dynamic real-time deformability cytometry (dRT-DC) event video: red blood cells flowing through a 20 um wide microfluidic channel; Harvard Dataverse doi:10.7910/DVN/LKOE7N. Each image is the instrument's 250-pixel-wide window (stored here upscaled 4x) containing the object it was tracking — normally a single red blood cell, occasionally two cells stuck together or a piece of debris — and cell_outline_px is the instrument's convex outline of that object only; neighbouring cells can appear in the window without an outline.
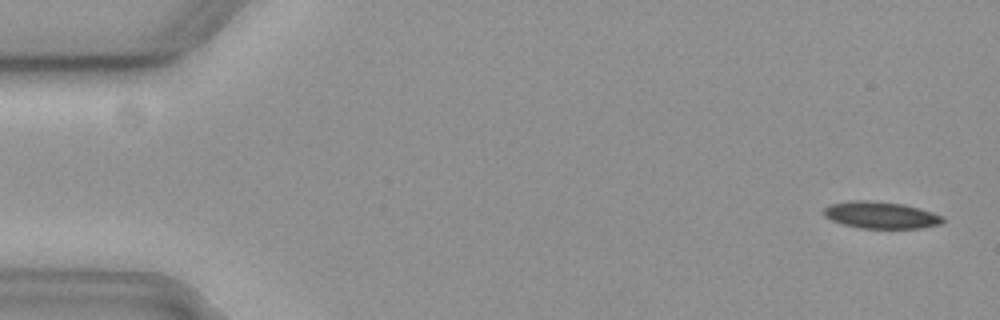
{"species": "common noctule bat (a hibernating species)", "species_latin": "Nyctalus noctula", "temperature_condition": "cold", "stored_images_in_passage": 57, "camera_frame_rate_fps": 3000, "um_per_image_px": 0.085, "animal": {"sex": "female", "body_mass_g": 19.3, "forearm_length_mm": 54.1}, "frame": {"image": 1, "passage_image": 2, "time_ms": 0.333, "image_size_px": [1000, 320], "cell_outline_px": [[944, 220], [940, 224], [920, 228], [860, 228], [844, 224], [832, 220], [824, 216], [824, 208], [828, 204], [852, 200], [868, 200], [904, 204], [920, 208], [944, 216]], "centroid_in_image_um": [74.87, 18.27], "position_along_channel_um": 10.1, "area_um2": 18.67}}
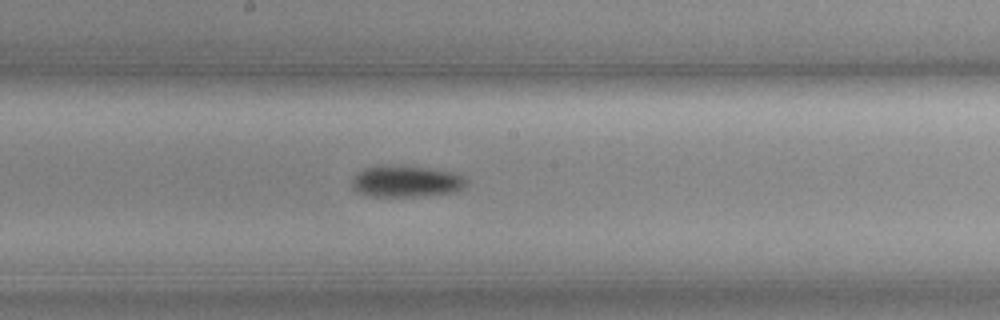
{"frame": {"image": 2, "passage_image": 30, "time_ms": 9.667, "image_size_px": [1000, 320], "cell_outline_px": [[468, 184], [464, 188], [456, 192], [416, 196], [372, 196], [356, 192], [352, 188], [352, 180], [364, 168], [432, 168], [452, 172], [468, 180]], "centroid_in_image_um": [34.59, 15.47], "position_along_channel_um": 213.6, "area_um2": 20.11}}
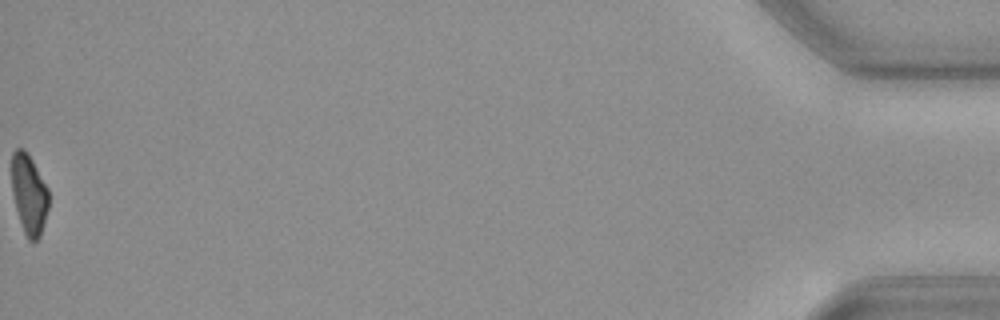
{"frame": {"image": 3, "passage_image": 57, "time_ms": 18.667, "image_size_px": [1000, 320], "cell_outline_px": [[48, 208], [40, 236], [36, 240], [28, 240], [24, 232], [16, 208], [12, 192], [12, 152], [16, 148], [24, 148], [32, 160], [48, 188]], "centroid_in_image_um": [2.46, 16.48], "position_along_channel_um": 432.7, "area_um2": 16.99}}